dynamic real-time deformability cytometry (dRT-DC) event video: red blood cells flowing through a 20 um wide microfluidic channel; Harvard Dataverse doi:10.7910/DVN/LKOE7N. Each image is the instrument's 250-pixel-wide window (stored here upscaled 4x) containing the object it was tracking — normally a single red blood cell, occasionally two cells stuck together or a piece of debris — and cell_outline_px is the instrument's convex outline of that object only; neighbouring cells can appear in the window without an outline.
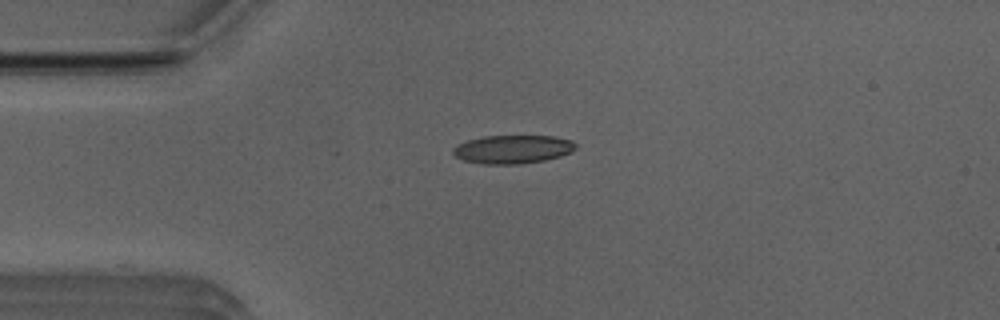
{"species": "Egyptian fruit bat (a non-hibernating species)", "species_latin": "Rousettus aegyptiacus", "temperature_condition": "room temperature", "stored_images_in_passage": 40, "camera_frame_rate_fps": 3000, "um_per_image_px": 0.085, "animal": {"sex": "male"}, "frame": {"image": 1, "passage_image": 1, "time_ms": 0.0, "image_size_px": [1000, 320], "cell_outline_px": [[576, 148], [572, 152], [560, 156], [544, 160], [520, 164], [480, 164], [464, 160], [456, 156], [452, 152], [452, 148], [456, 144], [468, 140], [484, 136], [556, 136], [572, 140], [576, 144]], "centroid_in_image_um": [43.58, 12.68], "position_along_channel_um": 41.4, "area_um2": 20.46}}
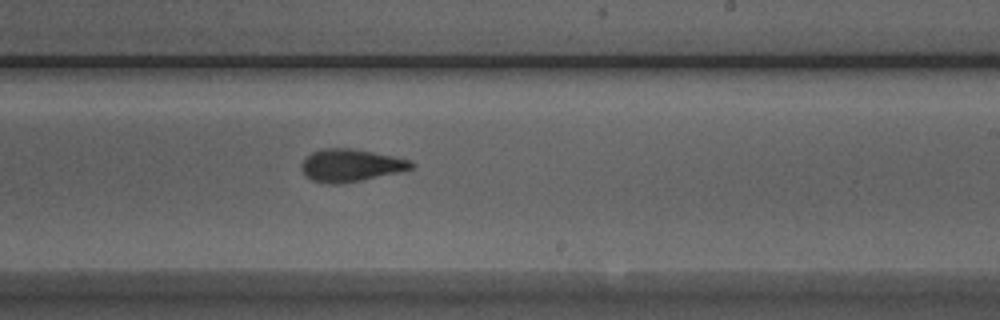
{"frame": {"image": 2, "passage_image": 19, "time_ms": 6.0, "image_size_px": [1000, 320], "cell_outline_px": [[416, 164], [412, 168], [404, 172], [340, 184], [328, 184], [312, 180], [304, 176], [300, 168], [300, 164], [312, 152], [320, 148], [352, 148], [412, 160]], "centroid_in_image_um": [29.82, 14.06], "position_along_channel_um": 259.2, "area_um2": 21.15}}
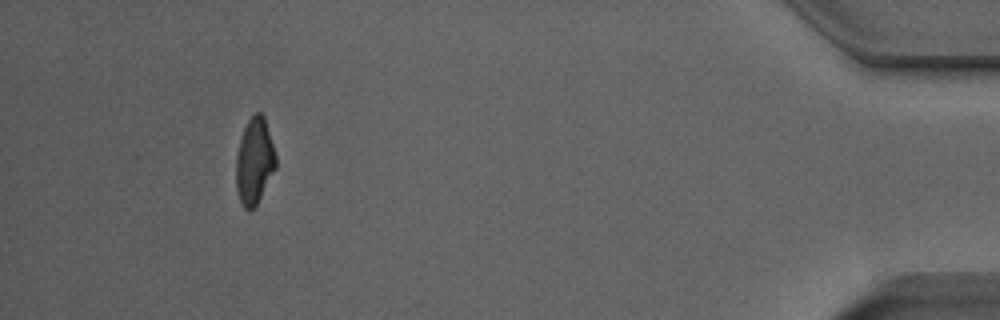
{"frame": {"image": 3, "passage_image": 36, "time_ms": 11.667, "image_size_px": [1000, 320], "cell_outline_px": [[276, 168], [256, 204], [252, 208], [244, 208], [240, 200], [236, 188], [236, 156], [240, 140], [244, 128], [248, 120], [256, 112], [260, 112], [264, 116], [276, 156]], "centroid_in_image_um": [21.62, 13.67], "position_along_channel_um": 413.6, "area_um2": 19.59}, "authors_computed_cell_mechanics": {"area_um2": 20.6346, "velocity_mm_per_s": 3.9825, "shape_relaxation_time_tau1_ms": 5.5628, "shape_relaxation_time_tau2_ms": 1.766, "deformation_change_tau1": 0.1748, "deformation_change_tau2": 0.0968}}